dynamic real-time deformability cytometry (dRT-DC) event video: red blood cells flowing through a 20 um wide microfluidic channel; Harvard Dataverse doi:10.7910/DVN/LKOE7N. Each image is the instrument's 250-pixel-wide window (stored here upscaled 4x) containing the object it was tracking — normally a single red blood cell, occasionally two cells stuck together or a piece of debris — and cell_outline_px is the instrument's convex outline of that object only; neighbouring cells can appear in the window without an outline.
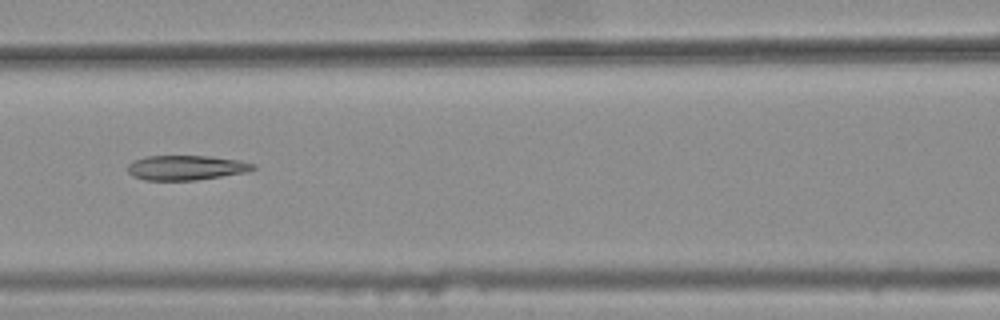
{"species": "common noctule bat (a hibernating species)", "species_latin": "Nyctalus noctula", "temperature_condition": "warm", "stored_images_in_passage": 7, "camera_frame_rate_fps": 3000, "um_per_image_px": 0.085, "animal": {"sex": "female", "body_mass_g": 25.1}, "frame": {"image": 1, "passage_image": 5, "time_ms": 1.333, "image_size_px": [1000, 320], "cell_outline_px": [[256, 168], [248, 172], [196, 180], [144, 180], [132, 176], [128, 172], [128, 164], [132, 160], [144, 156], [212, 156], [240, 160], [256, 164]], "centroid_in_image_um": [15.82, 14.24], "position_along_channel_um": 150.8, "area_um2": 18.32}}
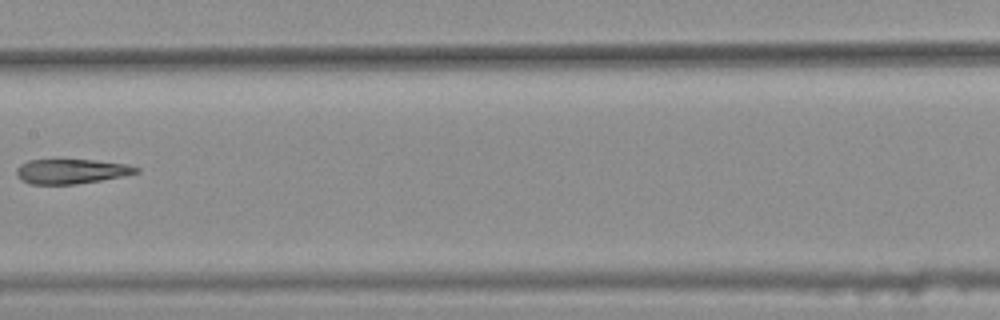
{"frame": {"image": 2, "passage_image": 6, "time_ms": 1.667, "image_size_px": [1000, 320], "cell_outline_px": [[140, 172], [124, 176], [76, 184], [28, 184], [16, 176], [16, 168], [20, 164], [28, 160], [92, 160], [124, 164], [140, 168]], "centroid_in_image_um": [6.03, 14.57], "position_along_channel_um": 201.4, "area_um2": 17.17}}
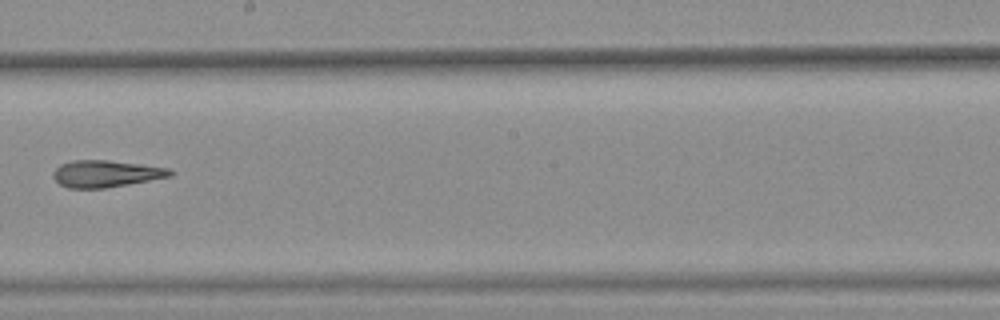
{"frame": {"image": 3, "passage_image": 7, "time_ms": 2.0, "image_size_px": [1000, 320], "cell_outline_px": [[172, 176], [128, 184], [104, 188], [68, 188], [60, 184], [52, 176], [52, 172], [60, 164], [72, 160], [108, 160], [172, 168]], "centroid_in_image_um": [8.99, 14.76], "position_along_channel_um": 239.2, "area_um2": 18.32}}